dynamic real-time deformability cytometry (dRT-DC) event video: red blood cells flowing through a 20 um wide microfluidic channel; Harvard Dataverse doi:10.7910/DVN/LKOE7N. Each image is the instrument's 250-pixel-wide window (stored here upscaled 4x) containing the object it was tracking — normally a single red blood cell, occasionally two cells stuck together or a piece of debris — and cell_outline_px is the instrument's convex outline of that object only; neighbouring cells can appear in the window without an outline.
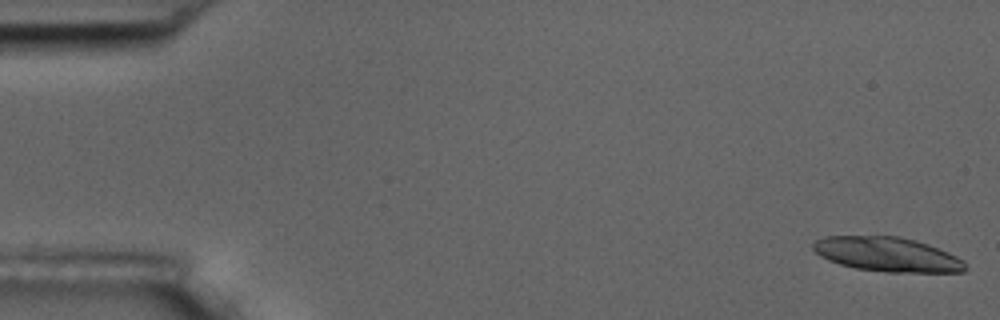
{"species": "common noctule bat (a hibernating species)", "species_latin": "Nyctalus noctula", "temperature_condition": "room temperature", "stored_images_in_passage": 7, "camera_frame_rate_fps": 3000, "um_per_image_px": 0.085, "animal": {"sex": "male", "body_mass_g": 17.5, "forearm_length_mm": 52.3}, "frame": {"image": 1, "passage_image": 1, "time_ms": 0.0, "image_size_px": [1000, 320], "cell_outline_px": [[968, 268], [964, 272], [888, 272], [856, 268], [840, 264], [828, 260], [820, 256], [812, 248], [812, 244], [816, 240], [824, 236], [900, 236], [916, 240], [928, 244], [948, 252], [964, 260]], "centroid_in_image_um": [75.44, 21.62], "position_along_channel_um": 9.6, "area_um2": 30.63}}
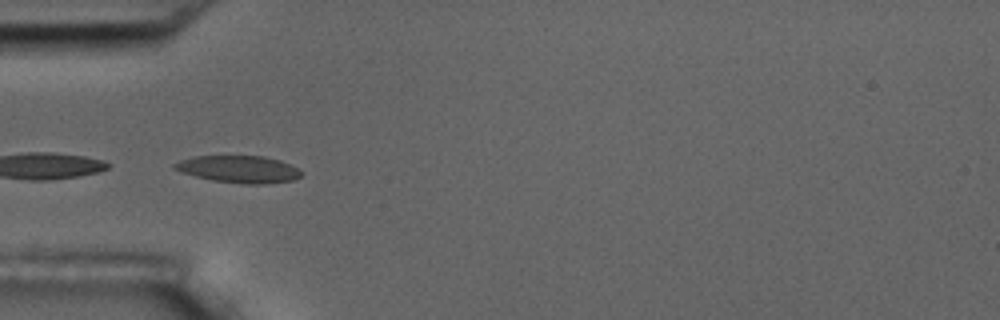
{"frame": {"image": 2, "passage_image": 6, "time_ms": 5.667, "image_size_px": [1000, 320], "cell_outline_px": [[304, 172], [300, 176], [292, 180], [264, 184], [244, 184], [212, 180], [196, 176], [172, 168], [172, 164], [180, 160], [192, 156], [264, 156], [280, 160]], "centroid_in_image_um": [20.29, 14.37], "position_along_channel_um": 64.7, "area_um2": 19.94}}